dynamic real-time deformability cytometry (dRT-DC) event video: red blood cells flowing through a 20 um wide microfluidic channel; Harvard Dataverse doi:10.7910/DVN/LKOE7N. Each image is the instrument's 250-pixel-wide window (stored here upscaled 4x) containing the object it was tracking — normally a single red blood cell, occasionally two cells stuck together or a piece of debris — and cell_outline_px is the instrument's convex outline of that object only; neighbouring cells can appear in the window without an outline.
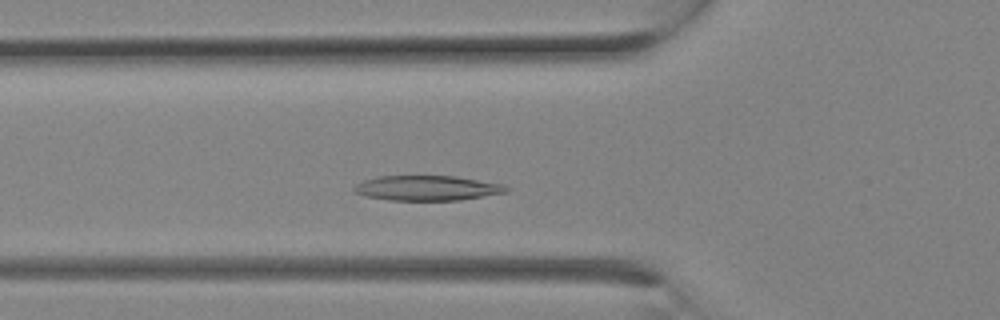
{"species": "Egyptian fruit bat (a non-hibernating species)", "species_latin": "Rousettus aegyptiacus", "temperature_condition": "room temperature", "stored_images_in_passage": 8, "camera_frame_rate_fps": 3000, "um_per_image_px": 0.085, "animal": {"sex": "female"}, "frame": {"image": 1, "passage_image": 6, "time_ms": 1.667, "image_size_px": [1000, 320], "cell_outline_px": [[512, 188], [508, 192], [460, 200], [388, 200], [364, 196], [352, 192], [352, 188], [356, 184], [364, 180], [376, 176], [456, 176], [504, 184]], "centroid_in_image_um": [36.31, 15.98], "position_along_channel_um": 89.5, "area_um2": 22.43}}
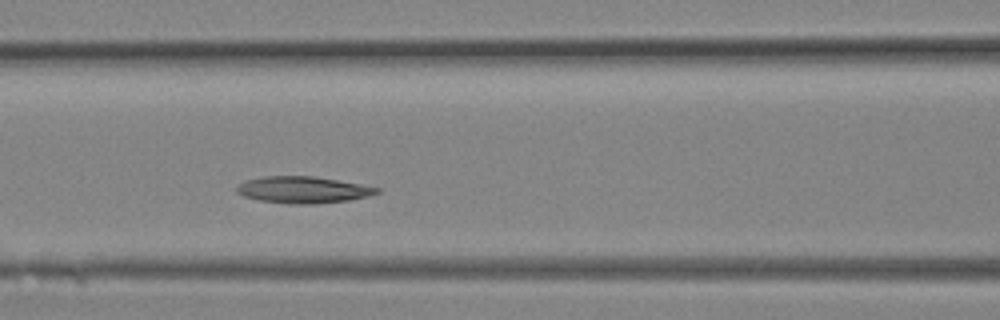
{"frame": {"image": 2, "passage_image": 8, "time_ms": 2.333, "image_size_px": [1000, 320], "cell_outline_px": [[380, 192], [368, 196], [348, 200], [316, 204], [292, 204], [260, 200], [244, 196], [236, 192], [236, 188], [240, 184], [248, 180], [264, 176], [312, 176], [360, 184], [380, 188]], "centroid_in_image_um": [25.77, 16.14], "position_along_channel_um": 140.8, "area_um2": 21.5}}